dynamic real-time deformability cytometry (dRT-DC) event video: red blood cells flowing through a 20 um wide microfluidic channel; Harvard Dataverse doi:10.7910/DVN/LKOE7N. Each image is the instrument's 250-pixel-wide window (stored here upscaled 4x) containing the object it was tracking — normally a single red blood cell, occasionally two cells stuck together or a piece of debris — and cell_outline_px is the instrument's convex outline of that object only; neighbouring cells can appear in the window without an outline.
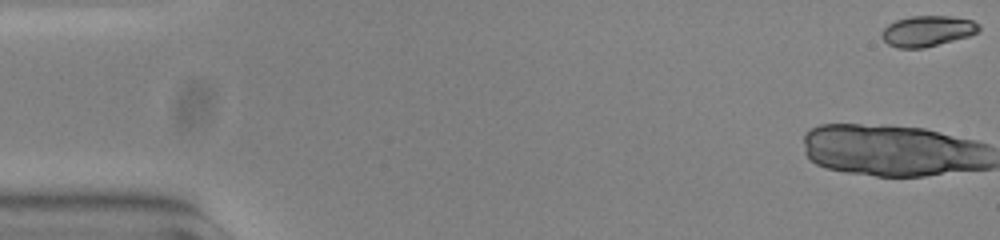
{"species": "common noctule bat (a hibernating species)", "species_latin": "Nyctalus noctula", "temperature_condition": "warm", "stored_images_in_passage": 15, "camera_frame_rate_fps": 3000, "um_per_image_px": 0.085, "animal": {"sex": "female", "body_mass_g": 23.0, "forearm_length_mm": 53.4}, "frame": {"image": 1, "passage_image": 1, "time_ms": 0.0, "image_size_px": [1000, 240], "cell_outline_px": [[980, 28], [976, 32], [968, 36], [924, 48], [896, 48], [888, 44], [880, 36], [880, 32], [888, 24], [896, 20], [908, 16], [952, 16], [972, 20], [980, 24]], "centroid_in_image_um": [78.79, 2.63], "position_along_channel_um": 6.2, "area_um2": 17.46}}